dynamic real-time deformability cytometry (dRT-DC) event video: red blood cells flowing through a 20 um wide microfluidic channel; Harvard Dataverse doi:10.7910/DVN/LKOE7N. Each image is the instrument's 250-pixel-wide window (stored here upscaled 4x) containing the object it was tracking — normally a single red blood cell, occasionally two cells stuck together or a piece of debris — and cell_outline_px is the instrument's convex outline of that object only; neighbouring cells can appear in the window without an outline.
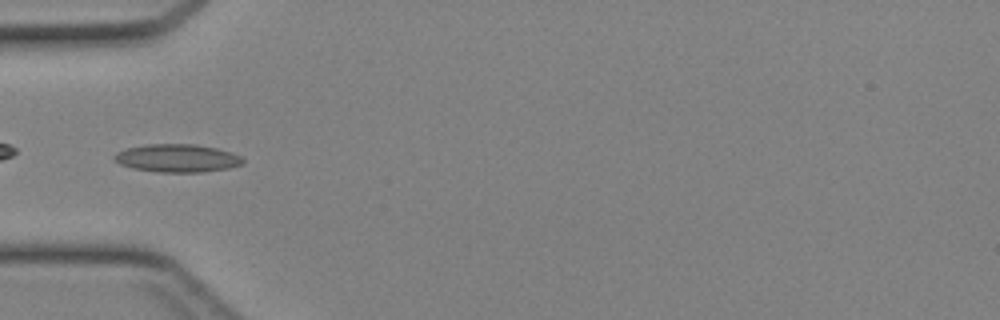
{"species": "Egyptian fruit bat (a non-hibernating species)", "species_latin": "Rousettus aegyptiacus", "temperature_condition": "cold", "stored_images_in_passage": 35, "camera_frame_rate_fps": 3000, "um_per_image_px": 0.085, "animal": {"sex": "female"}, "frame": {"image": 1, "passage_image": 6, "time_ms": 1.667, "image_size_px": [1000, 320], "cell_outline_px": [[244, 164], [228, 168], [200, 172], [156, 172], [132, 168], [120, 164], [112, 160], [112, 156], [116, 152], [128, 148], [148, 144], [196, 144], [216, 148], [232, 152], [240, 156], [244, 160]], "centroid_in_image_um": [15.04, 13.44], "position_along_channel_um": 70.0, "area_um2": 21.1}}
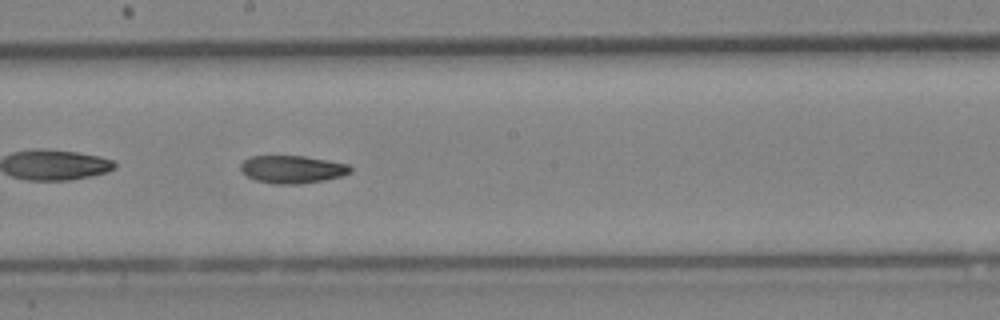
{"frame": {"image": 2, "passage_image": 16, "time_ms": 5.0, "image_size_px": [1000, 320], "cell_outline_px": [[352, 172], [340, 176], [324, 180], [300, 184], [272, 184], [256, 180], [248, 176], [240, 168], [240, 164], [244, 160], [252, 156], [304, 156], [352, 164]], "centroid_in_image_um": [24.89, 14.39], "position_along_channel_um": 223.3, "area_um2": 17.8}}
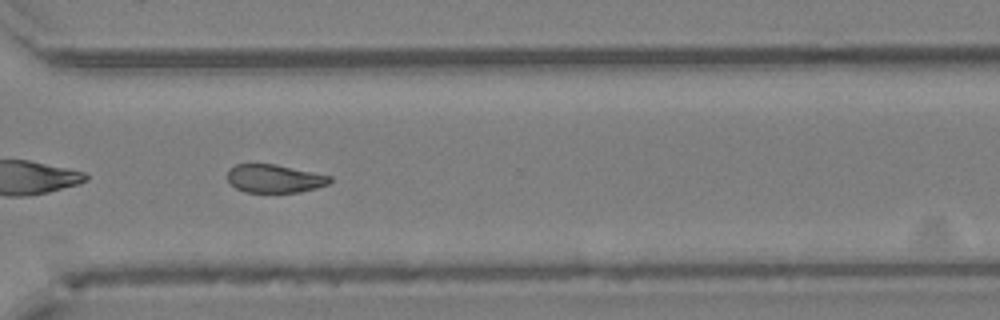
{"frame": {"image": 3, "passage_image": 24, "time_ms": 7.667, "image_size_px": [1000, 320], "cell_outline_px": [[332, 180], [328, 184], [316, 188], [300, 192], [244, 192], [236, 188], [228, 180], [228, 168], [236, 164], [276, 164], [332, 176]], "centroid_in_image_um": [23.34, 15.17], "position_along_channel_um": 347.3, "area_um2": 16.88}}